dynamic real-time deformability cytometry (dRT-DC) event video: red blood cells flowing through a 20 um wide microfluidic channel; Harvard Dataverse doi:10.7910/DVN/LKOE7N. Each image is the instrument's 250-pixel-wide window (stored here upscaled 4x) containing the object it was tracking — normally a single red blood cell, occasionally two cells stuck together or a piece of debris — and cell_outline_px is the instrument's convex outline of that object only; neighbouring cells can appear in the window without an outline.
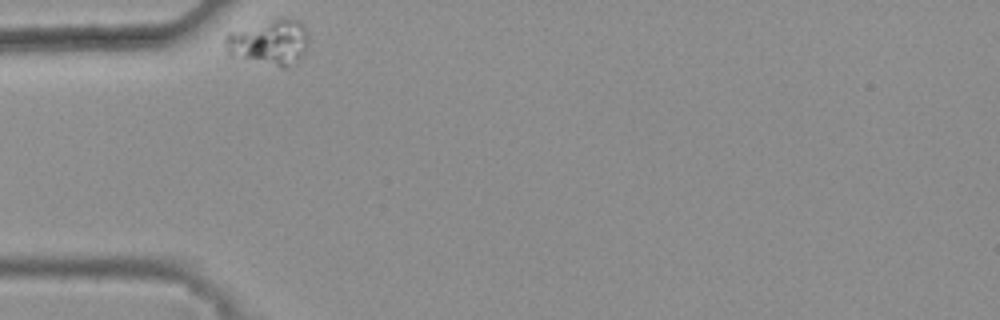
{"species": "common noctule bat (a hibernating species)", "species_latin": "Nyctalus noctula", "temperature_condition": "warm", "stored_images_in_passage": 35, "camera_frame_rate_fps": 3000, "um_per_image_px": 0.085, "animal": {"sex": "female", "body_mass_g": 25.1}, "frame": {"image": 1, "passage_image": 1, "time_ms": 0.0, "image_size_px": [1000, 320], "cell_outline_px": [[308, 44], [300, 56], [284, 68], [232, 56], [228, 52], [224, 44], [224, 36], [228, 32], [280, 16], [284, 16], [300, 20], [304, 24], [308, 32]], "centroid_in_image_um": [22.88, 3.53], "position_along_channel_um": 62.1, "area_um2": 22.31}}
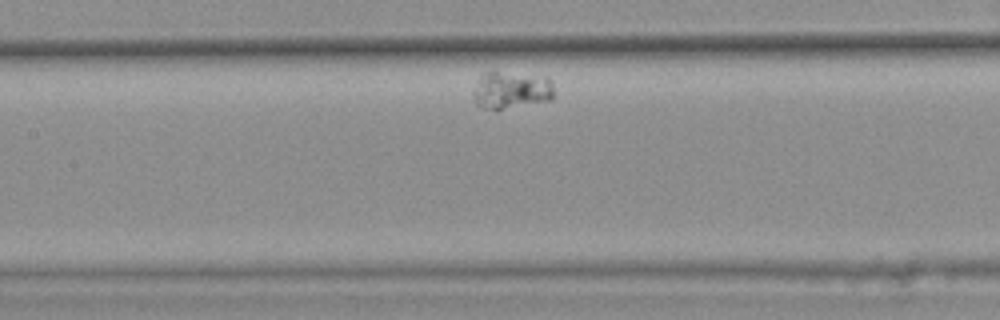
{"frame": {"image": 2, "passage_image": 12, "time_ms": 3.667, "image_size_px": [1000, 320], "cell_outline_px": [[552, 100], [500, 108], [480, 108], [476, 104], [472, 92], [480, 76], [488, 72], [496, 72], [544, 76], [552, 84]], "centroid_in_image_um": [43.42, 7.65], "position_along_channel_um": 164.0, "area_um2": 16.99}}
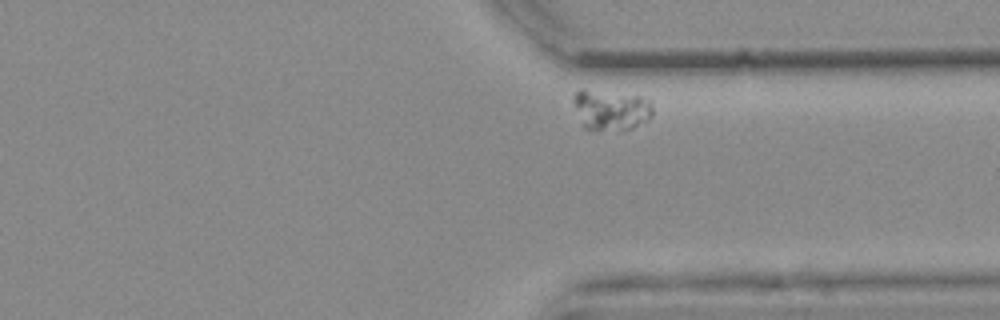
{"frame": {"image": 3, "passage_image": 31, "time_ms": 10.0, "image_size_px": [1000, 320], "cell_outline_px": [[652, 116], [648, 120], [632, 128], [620, 132], [596, 132], [584, 128], [580, 124], [572, 100], [576, 92], [580, 88], [640, 96], [652, 100]], "centroid_in_image_um": [51.91, 9.39], "position_along_channel_um": 359.5, "area_um2": 19.54}}